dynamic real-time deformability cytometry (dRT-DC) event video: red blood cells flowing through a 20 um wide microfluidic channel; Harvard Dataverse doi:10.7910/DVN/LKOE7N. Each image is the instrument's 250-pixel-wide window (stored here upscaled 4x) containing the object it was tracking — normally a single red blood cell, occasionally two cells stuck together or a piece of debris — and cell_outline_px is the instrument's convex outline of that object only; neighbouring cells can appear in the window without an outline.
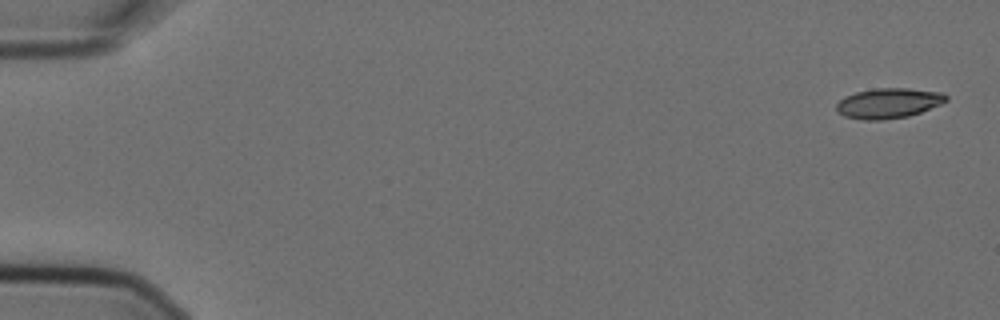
{"species": "Egyptian fruit bat (a non-hibernating species)", "species_latin": "Rousettus aegyptiacus", "temperature_condition": "cold", "stored_images_in_passage": 4, "camera_frame_rate_fps": 3000, "um_per_image_px": 0.085, "animal": {"sex": "female"}, "frame": {"image": 1, "passage_image": 1, "time_ms": 0.0, "image_size_px": [1000, 320], "cell_outline_px": [[948, 100], [940, 104], [920, 112], [908, 116], [884, 120], [860, 120], [844, 116], [836, 112], [836, 104], [844, 96], [856, 92], [876, 88], [908, 88], [944, 92], [948, 96]], "centroid_in_image_um": [75.51, 8.77], "position_along_channel_um": 9.5, "area_um2": 19.48}}